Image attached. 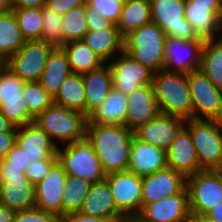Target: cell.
<instances>
[{
    "instance_id": "3",
    "label": "cell",
    "mask_w": 222,
    "mask_h": 222,
    "mask_svg": "<svg viewBox=\"0 0 222 222\" xmlns=\"http://www.w3.org/2000/svg\"><path fill=\"white\" fill-rule=\"evenodd\" d=\"M87 121L83 113L55 103L34 120L57 147L85 138Z\"/></svg>"
},
{
    "instance_id": "14",
    "label": "cell",
    "mask_w": 222,
    "mask_h": 222,
    "mask_svg": "<svg viewBox=\"0 0 222 222\" xmlns=\"http://www.w3.org/2000/svg\"><path fill=\"white\" fill-rule=\"evenodd\" d=\"M185 123V118L161 113L134 130V136L145 143L167 151Z\"/></svg>"
},
{
    "instance_id": "21",
    "label": "cell",
    "mask_w": 222,
    "mask_h": 222,
    "mask_svg": "<svg viewBox=\"0 0 222 222\" xmlns=\"http://www.w3.org/2000/svg\"><path fill=\"white\" fill-rule=\"evenodd\" d=\"M167 167V151L132 138L127 171L144 177Z\"/></svg>"
},
{
    "instance_id": "39",
    "label": "cell",
    "mask_w": 222,
    "mask_h": 222,
    "mask_svg": "<svg viewBox=\"0 0 222 222\" xmlns=\"http://www.w3.org/2000/svg\"><path fill=\"white\" fill-rule=\"evenodd\" d=\"M0 113L15 127L34 122L25 99L0 100Z\"/></svg>"
},
{
    "instance_id": "32",
    "label": "cell",
    "mask_w": 222,
    "mask_h": 222,
    "mask_svg": "<svg viewBox=\"0 0 222 222\" xmlns=\"http://www.w3.org/2000/svg\"><path fill=\"white\" fill-rule=\"evenodd\" d=\"M151 22L149 0H129L122 7L121 17L117 24L120 34L124 37L133 30Z\"/></svg>"
},
{
    "instance_id": "44",
    "label": "cell",
    "mask_w": 222,
    "mask_h": 222,
    "mask_svg": "<svg viewBox=\"0 0 222 222\" xmlns=\"http://www.w3.org/2000/svg\"><path fill=\"white\" fill-rule=\"evenodd\" d=\"M88 31L109 29L113 23L100 14L94 7L85 4Z\"/></svg>"
},
{
    "instance_id": "48",
    "label": "cell",
    "mask_w": 222,
    "mask_h": 222,
    "mask_svg": "<svg viewBox=\"0 0 222 222\" xmlns=\"http://www.w3.org/2000/svg\"><path fill=\"white\" fill-rule=\"evenodd\" d=\"M58 222H109V221L99 217L88 216L80 212H73L59 216Z\"/></svg>"
},
{
    "instance_id": "41",
    "label": "cell",
    "mask_w": 222,
    "mask_h": 222,
    "mask_svg": "<svg viewBox=\"0 0 222 222\" xmlns=\"http://www.w3.org/2000/svg\"><path fill=\"white\" fill-rule=\"evenodd\" d=\"M86 3L94 7L106 19L110 20L114 25H117L120 17L123 4L116 0H86Z\"/></svg>"
},
{
    "instance_id": "17",
    "label": "cell",
    "mask_w": 222,
    "mask_h": 222,
    "mask_svg": "<svg viewBox=\"0 0 222 222\" xmlns=\"http://www.w3.org/2000/svg\"><path fill=\"white\" fill-rule=\"evenodd\" d=\"M147 222H189V193L185 187L179 194L147 205L139 213Z\"/></svg>"
},
{
    "instance_id": "4",
    "label": "cell",
    "mask_w": 222,
    "mask_h": 222,
    "mask_svg": "<svg viewBox=\"0 0 222 222\" xmlns=\"http://www.w3.org/2000/svg\"><path fill=\"white\" fill-rule=\"evenodd\" d=\"M165 32L148 23L124 36L123 51L154 73L164 69Z\"/></svg>"
},
{
    "instance_id": "30",
    "label": "cell",
    "mask_w": 222,
    "mask_h": 222,
    "mask_svg": "<svg viewBox=\"0 0 222 222\" xmlns=\"http://www.w3.org/2000/svg\"><path fill=\"white\" fill-rule=\"evenodd\" d=\"M62 48L67 54L73 73L83 74L105 64L84 40L67 42Z\"/></svg>"
},
{
    "instance_id": "38",
    "label": "cell",
    "mask_w": 222,
    "mask_h": 222,
    "mask_svg": "<svg viewBox=\"0 0 222 222\" xmlns=\"http://www.w3.org/2000/svg\"><path fill=\"white\" fill-rule=\"evenodd\" d=\"M43 28L41 33V40L49 43L54 47L63 46V15L58 14L54 10L42 7Z\"/></svg>"
},
{
    "instance_id": "18",
    "label": "cell",
    "mask_w": 222,
    "mask_h": 222,
    "mask_svg": "<svg viewBox=\"0 0 222 222\" xmlns=\"http://www.w3.org/2000/svg\"><path fill=\"white\" fill-rule=\"evenodd\" d=\"M16 144L25 151L30 163L43 159H58L57 146L36 122L17 127Z\"/></svg>"
},
{
    "instance_id": "55",
    "label": "cell",
    "mask_w": 222,
    "mask_h": 222,
    "mask_svg": "<svg viewBox=\"0 0 222 222\" xmlns=\"http://www.w3.org/2000/svg\"><path fill=\"white\" fill-rule=\"evenodd\" d=\"M190 2H194V5L201 6H220L221 0H189Z\"/></svg>"
},
{
    "instance_id": "24",
    "label": "cell",
    "mask_w": 222,
    "mask_h": 222,
    "mask_svg": "<svg viewBox=\"0 0 222 222\" xmlns=\"http://www.w3.org/2000/svg\"><path fill=\"white\" fill-rule=\"evenodd\" d=\"M86 90L85 115L89 117L113 88L112 71L108 63L81 74Z\"/></svg>"
},
{
    "instance_id": "13",
    "label": "cell",
    "mask_w": 222,
    "mask_h": 222,
    "mask_svg": "<svg viewBox=\"0 0 222 222\" xmlns=\"http://www.w3.org/2000/svg\"><path fill=\"white\" fill-rule=\"evenodd\" d=\"M108 181L117 209L123 215L139 214L142 209V177L124 171L109 174Z\"/></svg>"
},
{
    "instance_id": "28",
    "label": "cell",
    "mask_w": 222,
    "mask_h": 222,
    "mask_svg": "<svg viewBox=\"0 0 222 222\" xmlns=\"http://www.w3.org/2000/svg\"><path fill=\"white\" fill-rule=\"evenodd\" d=\"M128 96L114 87L103 103L88 117L87 123L125 125Z\"/></svg>"
},
{
    "instance_id": "47",
    "label": "cell",
    "mask_w": 222,
    "mask_h": 222,
    "mask_svg": "<svg viewBox=\"0 0 222 222\" xmlns=\"http://www.w3.org/2000/svg\"><path fill=\"white\" fill-rule=\"evenodd\" d=\"M17 131H6L0 133V160L5 159L9 150L16 144Z\"/></svg>"
},
{
    "instance_id": "31",
    "label": "cell",
    "mask_w": 222,
    "mask_h": 222,
    "mask_svg": "<svg viewBox=\"0 0 222 222\" xmlns=\"http://www.w3.org/2000/svg\"><path fill=\"white\" fill-rule=\"evenodd\" d=\"M26 42L14 12L0 14V59L4 62Z\"/></svg>"
},
{
    "instance_id": "42",
    "label": "cell",
    "mask_w": 222,
    "mask_h": 222,
    "mask_svg": "<svg viewBox=\"0 0 222 222\" xmlns=\"http://www.w3.org/2000/svg\"><path fill=\"white\" fill-rule=\"evenodd\" d=\"M59 217L36 207L15 213L13 222H58Z\"/></svg>"
},
{
    "instance_id": "8",
    "label": "cell",
    "mask_w": 222,
    "mask_h": 222,
    "mask_svg": "<svg viewBox=\"0 0 222 222\" xmlns=\"http://www.w3.org/2000/svg\"><path fill=\"white\" fill-rule=\"evenodd\" d=\"M193 119L222 121V89L217 88L201 71L187 74Z\"/></svg>"
},
{
    "instance_id": "59",
    "label": "cell",
    "mask_w": 222,
    "mask_h": 222,
    "mask_svg": "<svg viewBox=\"0 0 222 222\" xmlns=\"http://www.w3.org/2000/svg\"><path fill=\"white\" fill-rule=\"evenodd\" d=\"M218 20H219L220 30H221V33H222V0H221V5H220V12H219V15H218Z\"/></svg>"
},
{
    "instance_id": "2",
    "label": "cell",
    "mask_w": 222,
    "mask_h": 222,
    "mask_svg": "<svg viewBox=\"0 0 222 222\" xmlns=\"http://www.w3.org/2000/svg\"><path fill=\"white\" fill-rule=\"evenodd\" d=\"M152 85L162 114L193 119L187 74L163 69L154 73Z\"/></svg>"
},
{
    "instance_id": "20",
    "label": "cell",
    "mask_w": 222,
    "mask_h": 222,
    "mask_svg": "<svg viewBox=\"0 0 222 222\" xmlns=\"http://www.w3.org/2000/svg\"><path fill=\"white\" fill-rule=\"evenodd\" d=\"M167 167L185 177L196 174L200 167L190 131L184 126L167 150Z\"/></svg>"
},
{
    "instance_id": "33",
    "label": "cell",
    "mask_w": 222,
    "mask_h": 222,
    "mask_svg": "<svg viewBox=\"0 0 222 222\" xmlns=\"http://www.w3.org/2000/svg\"><path fill=\"white\" fill-rule=\"evenodd\" d=\"M200 70L219 89H222V38L205 41Z\"/></svg>"
},
{
    "instance_id": "6",
    "label": "cell",
    "mask_w": 222,
    "mask_h": 222,
    "mask_svg": "<svg viewBox=\"0 0 222 222\" xmlns=\"http://www.w3.org/2000/svg\"><path fill=\"white\" fill-rule=\"evenodd\" d=\"M57 158L67 175L81 177L92 184L106 178L100 160L86 137L57 147Z\"/></svg>"
},
{
    "instance_id": "46",
    "label": "cell",
    "mask_w": 222,
    "mask_h": 222,
    "mask_svg": "<svg viewBox=\"0 0 222 222\" xmlns=\"http://www.w3.org/2000/svg\"><path fill=\"white\" fill-rule=\"evenodd\" d=\"M86 0H46L45 6L58 14L64 15L72 8L85 5Z\"/></svg>"
},
{
    "instance_id": "29",
    "label": "cell",
    "mask_w": 222,
    "mask_h": 222,
    "mask_svg": "<svg viewBox=\"0 0 222 222\" xmlns=\"http://www.w3.org/2000/svg\"><path fill=\"white\" fill-rule=\"evenodd\" d=\"M53 103L85 115L86 90L82 75L72 73L66 77L57 94L53 97Z\"/></svg>"
},
{
    "instance_id": "19",
    "label": "cell",
    "mask_w": 222,
    "mask_h": 222,
    "mask_svg": "<svg viewBox=\"0 0 222 222\" xmlns=\"http://www.w3.org/2000/svg\"><path fill=\"white\" fill-rule=\"evenodd\" d=\"M160 114V107L152 84L142 86L128 95L125 125L130 130H136Z\"/></svg>"
},
{
    "instance_id": "52",
    "label": "cell",
    "mask_w": 222,
    "mask_h": 222,
    "mask_svg": "<svg viewBox=\"0 0 222 222\" xmlns=\"http://www.w3.org/2000/svg\"><path fill=\"white\" fill-rule=\"evenodd\" d=\"M205 216L213 221L222 222V201L213 207Z\"/></svg>"
},
{
    "instance_id": "25",
    "label": "cell",
    "mask_w": 222,
    "mask_h": 222,
    "mask_svg": "<svg viewBox=\"0 0 222 222\" xmlns=\"http://www.w3.org/2000/svg\"><path fill=\"white\" fill-rule=\"evenodd\" d=\"M0 203L15 212L35 207V185L27 177L4 178Z\"/></svg>"
},
{
    "instance_id": "11",
    "label": "cell",
    "mask_w": 222,
    "mask_h": 222,
    "mask_svg": "<svg viewBox=\"0 0 222 222\" xmlns=\"http://www.w3.org/2000/svg\"><path fill=\"white\" fill-rule=\"evenodd\" d=\"M108 64L112 71L113 87L124 95L128 96L140 87L153 82L154 72L124 51Z\"/></svg>"
},
{
    "instance_id": "49",
    "label": "cell",
    "mask_w": 222,
    "mask_h": 222,
    "mask_svg": "<svg viewBox=\"0 0 222 222\" xmlns=\"http://www.w3.org/2000/svg\"><path fill=\"white\" fill-rule=\"evenodd\" d=\"M0 172L4 178L26 177L23 168L7 167V160H0Z\"/></svg>"
},
{
    "instance_id": "53",
    "label": "cell",
    "mask_w": 222,
    "mask_h": 222,
    "mask_svg": "<svg viewBox=\"0 0 222 222\" xmlns=\"http://www.w3.org/2000/svg\"><path fill=\"white\" fill-rule=\"evenodd\" d=\"M6 131H17L12 123H10L1 113H0V133Z\"/></svg>"
},
{
    "instance_id": "60",
    "label": "cell",
    "mask_w": 222,
    "mask_h": 222,
    "mask_svg": "<svg viewBox=\"0 0 222 222\" xmlns=\"http://www.w3.org/2000/svg\"><path fill=\"white\" fill-rule=\"evenodd\" d=\"M116 1L121 2V3L124 5V4L127 3L129 0H116Z\"/></svg>"
},
{
    "instance_id": "51",
    "label": "cell",
    "mask_w": 222,
    "mask_h": 222,
    "mask_svg": "<svg viewBox=\"0 0 222 222\" xmlns=\"http://www.w3.org/2000/svg\"><path fill=\"white\" fill-rule=\"evenodd\" d=\"M15 211L0 203V222H13Z\"/></svg>"
},
{
    "instance_id": "61",
    "label": "cell",
    "mask_w": 222,
    "mask_h": 222,
    "mask_svg": "<svg viewBox=\"0 0 222 222\" xmlns=\"http://www.w3.org/2000/svg\"><path fill=\"white\" fill-rule=\"evenodd\" d=\"M4 66V61L0 59V69Z\"/></svg>"
},
{
    "instance_id": "23",
    "label": "cell",
    "mask_w": 222,
    "mask_h": 222,
    "mask_svg": "<svg viewBox=\"0 0 222 222\" xmlns=\"http://www.w3.org/2000/svg\"><path fill=\"white\" fill-rule=\"evenodd\" d=\"M219 12L220 6L194 5V2L186 0L184 18L192 25L198 39L204 42L218 40L222 38L218 20Z\"/></svg>"
},
{
    "instance_id": "57",
    "label": "cell",
    "mask_w": 222,
    "mask_h": 222,
    "mask_svg": "<svg viewBox=\"0 0 222 222\" xmlns=\"http://www.w3.org/2000/svg\"><path fill=\"white\" fill-rule=\"evenodd\" d=\"M12 10L9 0H0V14L9 12Z\"/></svg>"
},
{
    "instance_id": "1",
    "label": "cell",
    "mask_w": 222,
    "mask_h": 222,
    "mask_svg": "<svg viewBox=\"0 0 222 222\" xmlns=\"http://www.w3.org/2000/svg\"><path fill=\"white\" fill-rule=\"evenodd\" d=\"M134 131L126 125L87 123L85 137L92 144L105 175L128 169Z\"/></svg>"
},
{
    "instance_id": "22",
    "label": "cell",
    "mask_w": 222,
    "mask_h": 222,
    "mask_svg": "<svg viewBox=\"0 0 222 222\" xmlns=\"http://www.w3.org/2000/svg\"><path fill=\"white\" fill-rule=\"evenodd\" d=\"M80 213L117 222L123 214L117 209L108 181L91 184Z\"/></svg>"
},
{
    "instance_id": "40",
    "label": "cell",
    "mask_w": 222,
    "mask_h": 222,
    "mask_svg": "<svg viewBox=\"0 0 222 222\" xmlns=\"http://www.w3.org/2000/svg\"><path fill=\"white\" fill-rule=\"evenodd\" d=\"M25 81L3 66L0 69V100L22 99Z\"/></svg>"
},
{
    "instance_id": "7",
    "label": "cell",
    "mask_w": 222,
    "mask_h": 222,
    "mask_svg": "<svg viewBox=\"0 0 222 222\" xmlns=\"http://www.w3.org/2000/svg\"><path fill=\"white\" fill-rule=\"evenodd\" d=\"M191 215H206L222 201V170H202L186 177Z\"/></svg>"
},
{
    "instance_id": "50",
    "label": "cell",
    "mask_w": 222,
    "mask_h": 222,
    "mask_svg": "<svg viewBox=\"0 0 222 222\" xmlns=\"http://www.w3.org/2000/svg\"><path fill=\"white\" fill-rule=\"evenodd\" d=\"M12 8H42L46 0H9Z\"/></svg>"
},
{
    "instance_id": "43",
    "label": "cell",
    "mask_w": 222,
    "mask_h": 222,
    "mask_svg": "<svg viewBox=\"0 0 222 222\" xmlns=\"http://www.w3.org/2000/svg\"><path fill=\"white\" fill-rule=\"evenodd\" d=\"M58 161V159H43L31 162L25 171L26 177L31 183L36 185L49 173L51 167Z\"/></svg>"
},
{
    "instance_id": "45",
    "label": "cell",
    "mask_w": 222,
    "mask_h": 222,
    "mask_svg": "<svg viewBox=\"0 0 222 222\" xmlns=\"http://www.w3.org/2000/svg\"><path fill=\"white\" fill-rule=\"evenodd\" d=\"M5 159L7 160V167L23 168V171H26L27 166L30 164L25 151L21 150L17 144L9 150Z\"/></svg>"
},
{
    "instance_id": "56",
    "label": "cell",
    "mask_w": 222,
    "mask_h": 222,
    "mask_svg": "<svg viewBox=\"0 0 222 222\" xmlns=\"http://www.w3.org/2000/svg\"><path fill=\"white\" fill-rule=\"evenodd\" d=\"M189 222H216L205 215H191Z\"/></svg>"
},
{
    "instance_id": "16",
    "label": "cell",
    "mask_w": 222,
    "mask_h": 222,
    "mask_svg": "<svg viewBox=\"0 0 222 222\" xmlns=\"http://www.w3.org/2000/svg\"><path fill=\"white\" fill-rule=\"evenodd\" d=\"M66 171L57 161L49 173L35 185V207L45 212H51L58 217L63 215L62 195L66 182Z\"/></svg>"
},
{
    "instance_id": "37",
    "label": "cell",
    "mask_w": 222,
    "mask_h": 222,
    "mask_svg": "<svg viewBox=\"0 0 222 222\" xmlns=\"http://www.w3.org/2000/svg\"><path fill=\"white\" fill-rule=\"evenodd\" d=\"M21 96L25 99L29 112L34 118L53 103V97L39 81L25 82Z\"/></svg>"
},
{
    "instance_id": "5",
    "label": "cell",
    "mask_w": 222,
    "mask_h": 222,
    "mask_svg": "<svg viewBox=\"0 0 222 222\" xmlns=\"http://www.w3.org/2000/svg\"><path fill=\"white\" fill-rule=\"evenodd\" d=\"M200 167L222 170V121L187 119Z\"/></svg>"
},
{
    "instance_id": "9",
    "label": "cell",
    "mask_w": 222,
    "mask_h": 222,
    "mask_svg": "<svg viewBox=\"0 0 222 222\" xmlns=\"http://www.w3.org/2000/svg\"><path fill=\"white\" fill-rule=\"evenodd\" d=\"M55 47L41 39L25 44L5 62L4 66L25 82L40 81L48 57Z\"/></svg>"
},
{
    "instance_id": "26",
    "label": "cell",
    "mask_w": 222,
    "mask_h": 222,
    "mask_svg": "<svg viewBox=\"0 0 222 222\" xmlns=\"http://www.w3.org/2000/svg\"><path fill=\"white\" fill-rule=\"evenodd\" d=\"M72 73L66 52L62 47H55L48 57L39 82L54 97L66 77Z\"/></svg>"
},
{
    "instance_id": "35",
    "label": "cell",
    "mask_w": 222,
    "mask_h": 222,
    "mask_svg": "<svg viewBox=\"0 0 222 222\" xmlns=\"http://www.w3.org/2000/svg\"><path fill=\"white\" fill-rule=\"evenodd\" d=\"M85 5L72 8L63 15V45L70 41L83 40L88 32Z\"/></svg>"
},
{
    "instance_id": "27",
    "label": "cell",
    "mask_w": 222,
    "mask_h": 222,
    "mask_svg": "<svg viewBox=\"0 0 222 222\" xmlns=\"http://www.w3.org/2000/svg\"><path fill=\"white\" fill-rule=\"evenodd\" d=\"M83 40L105 63L123 52L124 37L114 24L109 29L88 31Z\"/></svg>"
},
{
    "instance_id": "12",
    "label": "cell",
    "mask_w": 222,
    "mask_h": 222,
    "mask_svg": "<svg viewBox=\"0 0 222 222\" xmlns=\"http://www.w3.org/2000/svg\"><path fill=\"white\" fill-rule=\"evenodd\" d=\"M204 41L184 40L166 36L164 47V69L170 72L189 74L200 70Z\"/></svg>"
},
{
    "instance_id": "34",
    "label": "cell",
    "mask_w": 222,
    "mask_h": 222,
    "mask_svg": "<svg viewBox=\"0 0 222 222\" xmlns=\"http://www.w3.org/2000/svg\"><path fill=\"white\" fill-rule=\"evenodd\" d=\"M92 183L78 176L67 175L62 195L63 215L79 212Z\"/></svg>"
},
{
    "instance_id": "15",
    "label": "cell",
    "mask_w": 222,
    "mask_h": 222,
    "mask_svg": "<svg viewBox=\"0 0 222 222\" xmlns=\"http://www.w3.org/2000/svg\"><path fill=\"white\" fill-rule=\"evenodd\" d=\"M186 187V177L166 167L142 177V205L179 194Z\"/></svg>"
},
{
    "instance_id": "58",
    "label": "cell",
    "mask_w": 222,
    "mask_h": 222,
    "mask_svg": "<svg viewBox=\"0 0 222 222\" xmlns=\"http://www.w3.org/2000/svg\"><path fill=\"white\" fill-rule=\"evenodd\" d=\"M4 182H5L4 177L1 175V172H0V200H1L2 192H3V187L5 184Z\"/></svg>"
},
{
    "instance_id": "10",
    "label": "cell",
    "mask_w": 222,
    "mask_h": 222,
    "mask_svg": "<svg viewBox=\"0 0 222 222\" xmlns=\"http://www.w3.org/2000/svg\"><path fill=\"white\" fill-rule=\"evenodd\" d=\"M151 22L157 24L166 36L198 40L192 25L184 18L186 0H149Z\"/></svg>"
},
{
    "instance_id": "36",
    "label": "cell",
    "mask_w": 222,
    "mask_h": 222,
    "mask_svg": "<svg viewBox=\"0 0 222 222\" xmlns=\"http://www.w3.org/2000/svg\"><path fill=\"white\" fill-rule=\"evenodd\" d=\"M26 40L40 39L43 28L42 8H12Z\"/></svg>"
},
{
    "instance_id": "54",
    "label": "cell",
    "mask_w": 222,
    "mask_h": 222,
    "mask_svg": "<svg viewBox=\"0 0 222 222\" xmlns=\"http://www.w3.org/2000/svg\"><path fill=\"white\" fill-rule=\"evenodd\" d=\"M117 222H147L139 214L123 215Z\"/></svg>"
}]
</instances>
